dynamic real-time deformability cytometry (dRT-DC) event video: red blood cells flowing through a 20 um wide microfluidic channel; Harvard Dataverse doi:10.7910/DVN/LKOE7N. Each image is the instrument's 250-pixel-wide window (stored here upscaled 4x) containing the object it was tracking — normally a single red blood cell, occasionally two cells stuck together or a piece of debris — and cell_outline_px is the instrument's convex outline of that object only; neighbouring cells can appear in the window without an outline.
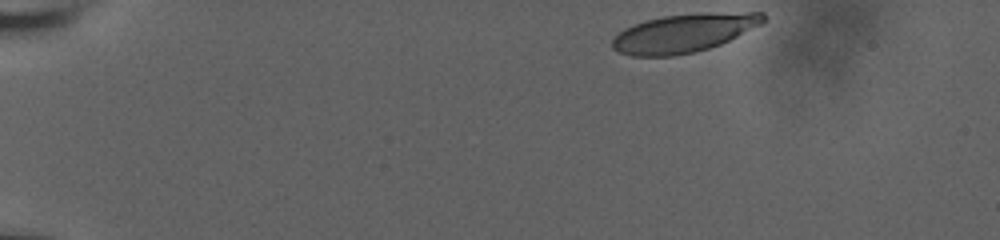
{"species": "human", "species_latin": "Homo sapiens", "temperature_condition": "room temperature", "stored_images_in_passage": 42, "camera_frame_rate_fps": 3000, "um_per_image_px": 0.085, "donor": {"sex": "male"}, "frame": {"image": 1, "passage_image": 1, "time_ms": 0.0, "image_size_px": [1000, 240], "cell_outline_px": [[768, 20], [764, 24], [720, 44], [696, 52], [672, 56], [632, 56], [620, 52], [612, 48], [612, 40], [624, 28], [644, 20], [664, 16], [700, 12], [764, 12]], "centroid_in_image_um": [58.19, 2.79], "position_along_channel_um": 26.8, "area_um2": 34.22}}
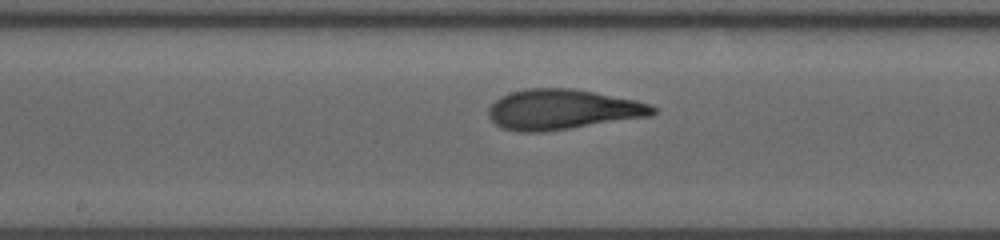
{"frame": {"image": 2, "passage_image": 24, "time_ms": 7.667, "image_size_px": [1000, 240], "cell_outline_px": [[656, 112], [652, 116], [544, 132], [520, 132], [500, 128], [488, 116], [488, 108], [500, 96], [512, 92], [528, 88], [572, 88], [636, 100], [648, 104], [656, 108]], "centroid_in_image_um": [47.79, 9.31], "position_along_channel_um": 200.4, "area_um2": 38.49}}
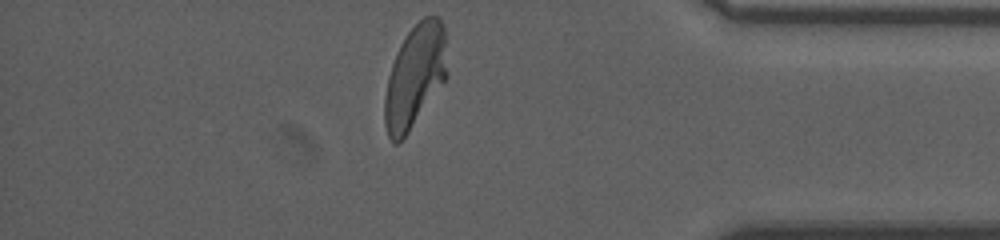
{"frame": {"image": 3, "passage_image": 42, "time_ms": 13.667, "image_size_px": [1000, 240], "cell_outline_px": [[448, 76], [408, 132], [396, 144], [392, 144], [388, 136], [384, 124], [384, 96], [388, 76], [396, 52], [400, 44], [408, 32], [424, 16], [440, 16], [444, 24]], "centroid_in_image_um": [35.27, 6.46], "position_along_channel_um": 399.9, "area_um2": 37.57}, "authors_computed_cell_mechanics": {"area_um2": 37.3966, "velocity_mm_per_s": 3.7214, "shape_relaxation_time_tau1_ms": 5.4879, "shape_relaxation_time_tau2_ms": 1.001, "deformation_change_tau1": 0.2111, "deformation_change_tau2": 0.0792}}